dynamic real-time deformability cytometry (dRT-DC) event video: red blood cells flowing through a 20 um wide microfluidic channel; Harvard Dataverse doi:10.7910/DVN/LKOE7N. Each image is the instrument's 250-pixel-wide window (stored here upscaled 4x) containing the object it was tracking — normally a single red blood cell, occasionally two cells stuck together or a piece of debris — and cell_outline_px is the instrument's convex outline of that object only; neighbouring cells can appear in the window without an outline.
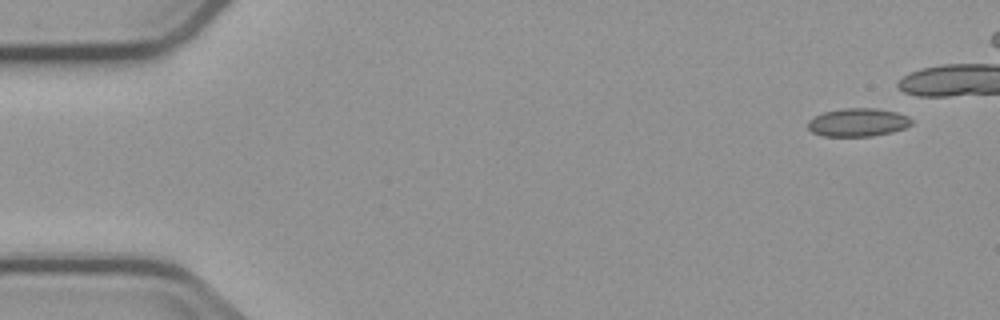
{"species": "common noctule bat (a hibernating species)", "species_latin": "Nyctalus noctula", "temperature_condition": "cold", "stored_images_in_passage": 11, "camera_frame_rate_fps": 3000, "um_per_image_px": 0.085, "animal": {"sex": "male", "body_mass_g": 23.1, "forearm_length_mm": 52.7}, "frame": {"image": 1, "passage_image": 1, "time_ms": 0.0, "image_size_px": [1000, 320], "cell_outline_px": [[912, 124], [904, 128], [892, 132], [872, 136], [824, 136], [812, 132], [808, 128], [808, 120], [824, 112], [844, 108], [876, 108], [896, 112], [908, 116], [912, 120]], "centroid_in_image_um": [72.93, 10.4], "position_along_channel_um": 12.1, "area_um2": 16.99}}
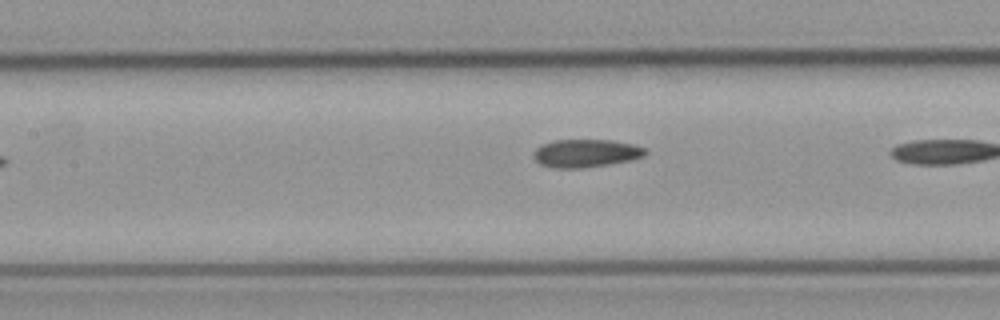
{"frame": {"image": 2, "passage_image": 8, "time_ms": 8.667, "image_size_px": [1000, 320], "cell_outline_px": [[648, 152], [644, 156], [628, 160], [608, 164], [584, 168], [552, 168], [540, 164], [532, 156], [532, 152], [540, 144], [556, 140], [612, 140], [632, 144], [644, 148]], "centroid_in_image_um": [49.74, 13.02], "position_along_channel_um": 157.7, "area_um2": 18.26}}
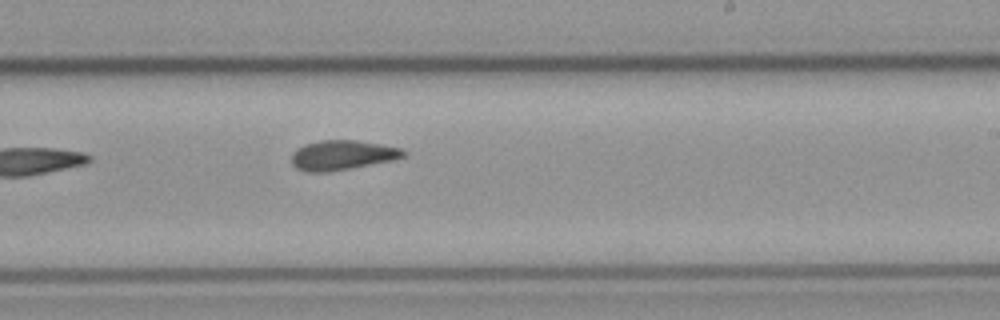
{"frame": {"image": 3, "passage_image": 11, "time_ms": 13.0, "image_size_px": [1000, 320], "cell_outline_px": [[404, 156], [392, 160], [328, 172], [308, 172], [296, 168], [292, 164], [292, 152], [296, 148], [304, 144], [320, 140], [356, 140], [380, 144], [400, 148], [404, 152]], "centroid_in_image_um": [29.02, 13.18], "position_along_channel_um": 260.0, "area_um2": 19.19}}